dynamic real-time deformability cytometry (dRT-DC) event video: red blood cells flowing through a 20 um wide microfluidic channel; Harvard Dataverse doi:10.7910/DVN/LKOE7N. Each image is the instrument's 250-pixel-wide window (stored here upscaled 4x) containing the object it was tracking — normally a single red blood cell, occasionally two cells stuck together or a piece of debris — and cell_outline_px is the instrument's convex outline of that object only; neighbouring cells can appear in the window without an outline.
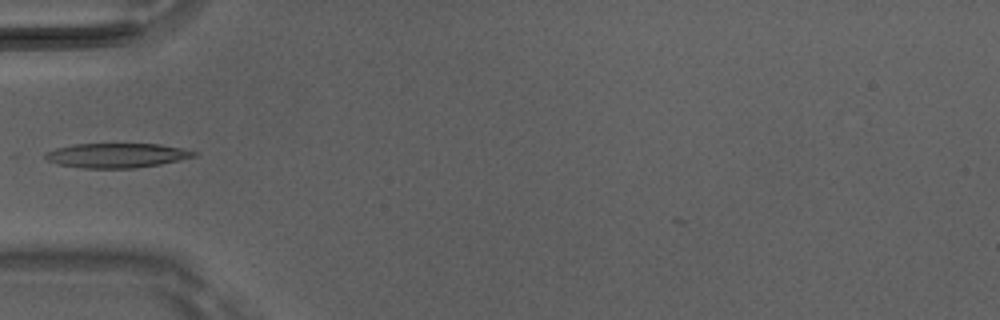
{"species": "Egyptian fruit bat (a non-hibernating species)", "species_latin": "Rousettus aegyptiacus", "temperature_condition": "room temperature", "stored_images_in_passage": 4, "camera_frame_rate_fps": 3000, "um_per_image_px": 0.085, "animal": {"sex": "male"}, "frame": {"image": 1, "passage_image": 4, "time_ms": 1.0, "image_size_px": [1000, 320], "cell_outline_px": [[200, 152], [196, 156], [180, 160], [160, 164], [136, 168], [84, 168], [56, 164], [48, 160], [44, 156], [44, 152], [56, 148], [76, 144], [160, 144]], "centroid_in_image_um": [9.93, 13.21], "position_along_channel_um": 75.1, "area_um2": 21.27}}